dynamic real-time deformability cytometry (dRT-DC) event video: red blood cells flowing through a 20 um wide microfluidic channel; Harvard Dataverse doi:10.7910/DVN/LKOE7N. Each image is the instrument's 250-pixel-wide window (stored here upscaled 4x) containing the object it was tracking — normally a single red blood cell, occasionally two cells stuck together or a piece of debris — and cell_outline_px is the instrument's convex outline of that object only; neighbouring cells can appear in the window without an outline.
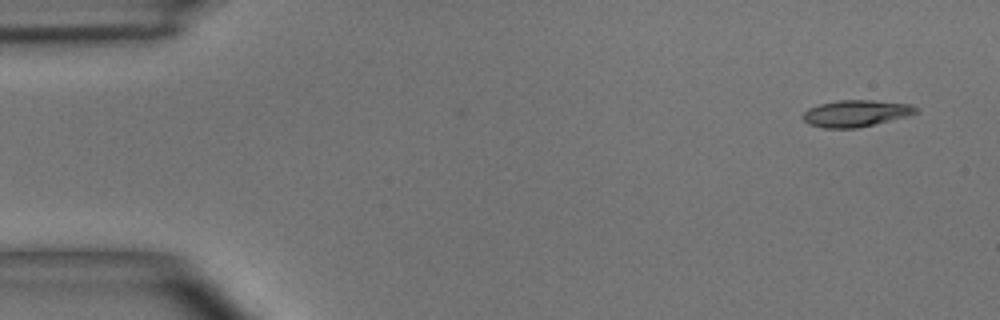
{"species": "common noctule bat (a hibernating species)", "species_latin": "Nyctalus noctula", "temperature_condition": "room temperature", "stored_images_in_passage": 2, "camera_frame_rate_fps": 3000, "um_per_image_px": 0.085, "animal": {"sex": "male", "body_mass_g": 15.6}, "frame": {"image": 1, "passage_image": 2, "time_ms": 1.0, "image_size_px": [1000, 320], "cell_outline_px": [[920, 112], [908, 116], [856, 128], [824, 128], [808, 124], [804, 120], [804, 112], [808, 108], [820, 104], [840, 100], [872, 100], [908, 104], [920, 108]], "centroid_in_image_um": [72.78, 9.63], "position_along_channel_um": 12.2, "area_um2": 17.46}}